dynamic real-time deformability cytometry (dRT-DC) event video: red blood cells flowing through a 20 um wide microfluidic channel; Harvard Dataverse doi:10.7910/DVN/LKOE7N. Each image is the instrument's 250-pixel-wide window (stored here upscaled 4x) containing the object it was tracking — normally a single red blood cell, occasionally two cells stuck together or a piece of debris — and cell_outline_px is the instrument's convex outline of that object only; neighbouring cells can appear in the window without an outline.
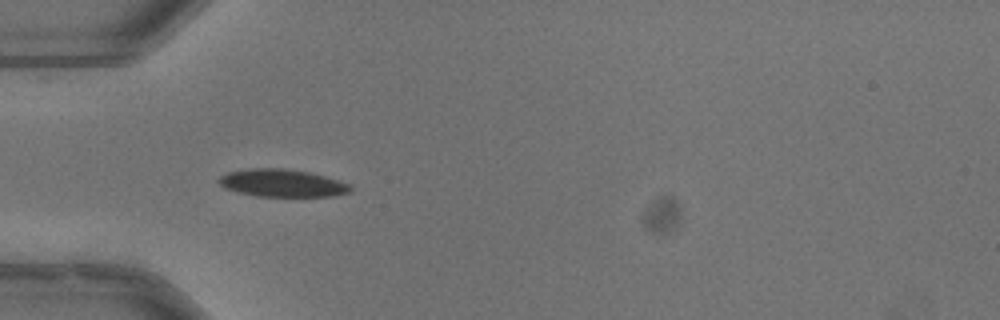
{"species": "common noctule bat (a hibernating species)", "species_latin": "Nyctalus noctula", "temperature_condition": "warm", "stored_images_in_passage": 37, "camera_frame_rate_fps": 3000, "um_per_image_px": 0.085, "animal": {"sex": "male", "body_mass_g": 13.3}, "frame": {"image": 1, "passage_image": 1, "time_ms": 0.0, "image_size_px": [1000, 320], "cell_outline_px": [[352, 192], [332, 196], [256, 196], [224, 188], [216, 180], [220, 176], [228, 172], [248, 168], [284, 168], [308, 172], [324, 176], [352, 184]], "centroid_in_image_um": [23.99, 15.56], "position_along_channel_um": 61.0, "area_um2": 21.21}, "authors_computed_cell_mechanics": {"area_um2": 21.386, "velocity_mm_per_s": 3.9664, "shape_relaxation_time_tau1_ms": 3.4138, "shape_relaxation_time_tau2_ms": null, "deformation_change_tau1": 0.1056, "deformation_change_tau2": null}}